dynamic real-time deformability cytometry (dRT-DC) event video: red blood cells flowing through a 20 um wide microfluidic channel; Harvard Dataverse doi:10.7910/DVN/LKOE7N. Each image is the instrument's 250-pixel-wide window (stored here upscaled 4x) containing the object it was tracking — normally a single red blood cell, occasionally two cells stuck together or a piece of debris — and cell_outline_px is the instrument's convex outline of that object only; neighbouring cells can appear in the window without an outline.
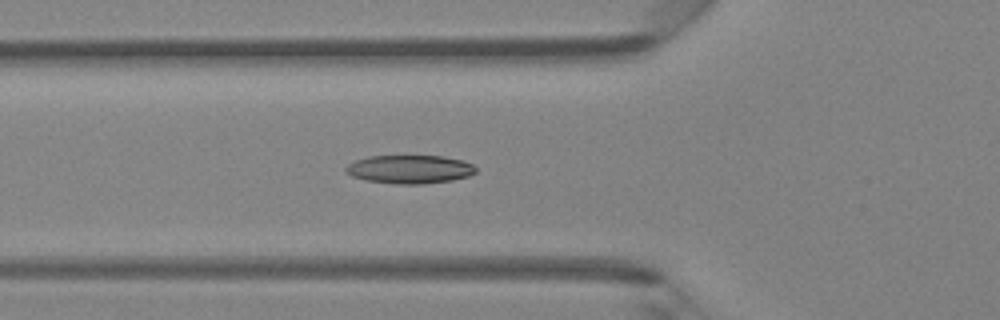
{"species": "Egyptian fruit bat (a non-hibernating species)", "species_latin": "Rousettus aegyptiacus", "temperature_condition": "room temperature", "stored_images_in_passage": 30, "camera_frame_rate_fps": 3000, "um_per_image_px": 0.085, "animal": {"sex": "female"}, "frame": {"image": 1, "passage_image": 2, "time_ms": 0.333, "image_size_px": [1000, 320], "cell_outline_px": [[476, 172], [468, 176], [452, 180], [424, 184], [396, 184], [368, 180], [352, 176], [344, 172], [344, 168], [348, 164], [356, 160], [368, 156], [444, 156], [464, 160], [472, 164], [476, 168]], "centroid_in_image_um": [34.83, 14.38], "position_along_channel_um": 91.0, "area_um2": 21.62}}
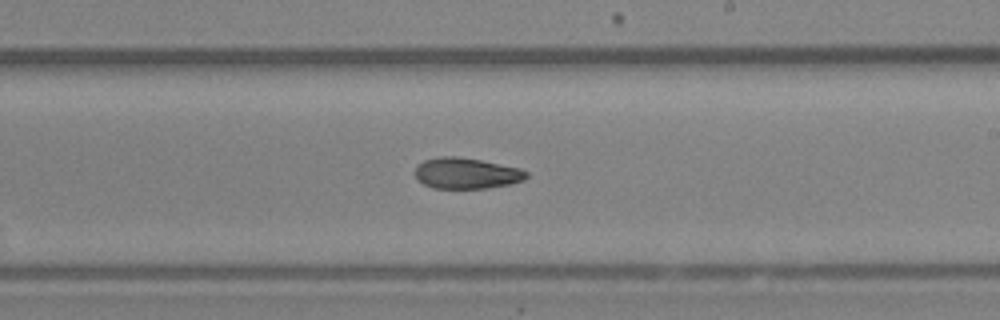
{"frame": {"image": 2, "passage_image": 13, "time_ms": 4.0, "image_size_px": [1000, 320], "cell_outline_px": [[528, 176], [524, 180], [508, 184], [488, 188], [432, 188], [416, 180], [416, 168], [424, 160], [440, 156], [456, 156], [480, 160], [520, 168], [528, 172]], "centroid_in_image_um": [39.64, 14.73], "position_along_channel_um": 249.4, "area_um2": 20.0}}
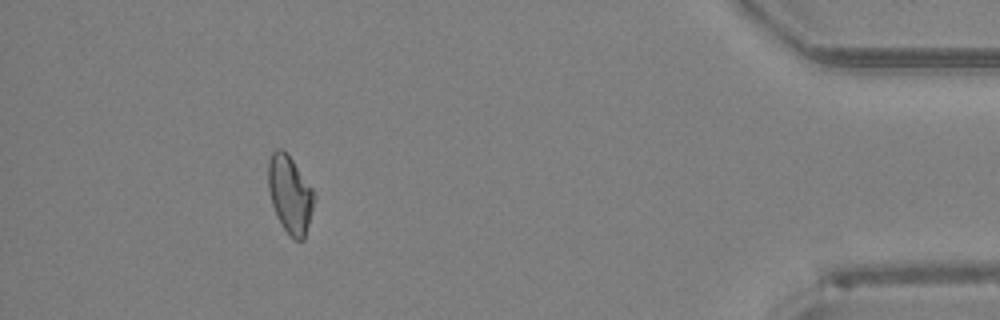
{"frame": {"image": 3, "passage_image": 28, "time_ms": 9.0, "image_size_px": [1000, 320], "cell_outline_px": [[316, 196], [304, 240], [296, 240], [284, 228], [276, 216], [272, 204], [268, 188], [268, 164], [272, 152], [276, 148], [280, 148], [292, 160], [312, 188]], "centroid_in_image_um": [24.65, 16.53], "position_along_channel_um": 410.6, "area_um2": 20.4}}